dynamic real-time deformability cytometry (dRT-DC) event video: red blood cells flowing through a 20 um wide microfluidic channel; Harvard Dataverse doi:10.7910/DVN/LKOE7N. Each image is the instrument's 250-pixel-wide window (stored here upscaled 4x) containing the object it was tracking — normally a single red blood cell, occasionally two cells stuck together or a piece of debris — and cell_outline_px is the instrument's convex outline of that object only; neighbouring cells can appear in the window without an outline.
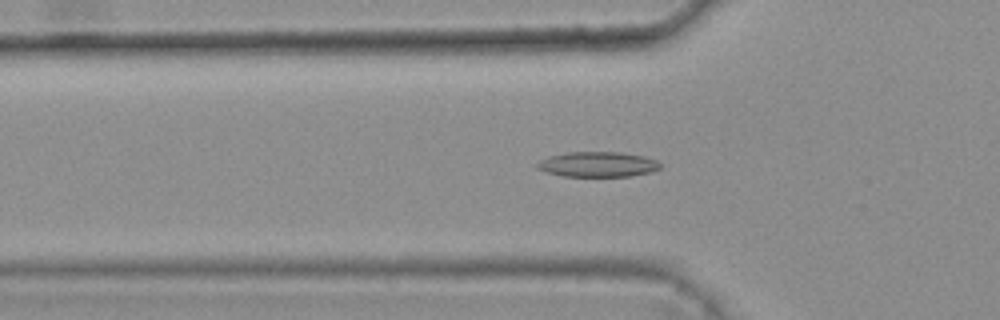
{"species": "common noctule bat (a hibernating species)", "species_latin": "Nyctalus noctula", "temperature_condition": "warm", "stored_images_in_passage": 46, "camera_frame_rate_fps": 3000, "um_per_image_px": 0.085, "animal": {"sex": "female", "body_mass_g": 25.1}, "frame": {"image": 1, "passage_image": 18, "time_ms": 5.667, "image_size_px": [1000, 320], "cell_outline_px": [[660, 168], [652, 172], [628, 176], [560, 176], [544, 172], [536, 168], [536, 164], [540, 160], [548, 156], [568, 152], [620, 152], [644, 156], [656, 160], [660, 164]], "centroid_in_image_um": [50.77, 13.97], "position_along_channel_um": 75.0, "area_um2": 18.15}}
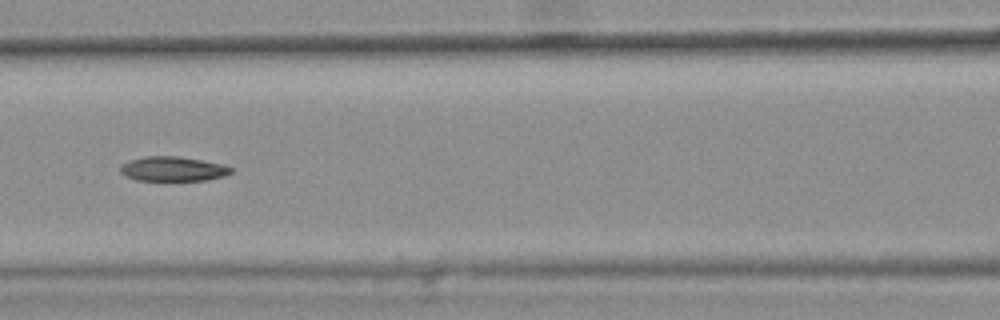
{"frame": {"image": 2, "passage_image": 24, "time_ms": 7.667, "image_size_px": [1000, 320], "cell_outline_px": [[232, 172], [224, 176], [204, 180], [136, 180], [124, 176], [120, 172], [120, 164], [128, 160], [144, 156], [176, 156], [224, 164], [232, 168]], "centroid_in_image_um": [14.64, 14.35], "position_along_channel_um": 152.0, "area_um2": 15.9}}
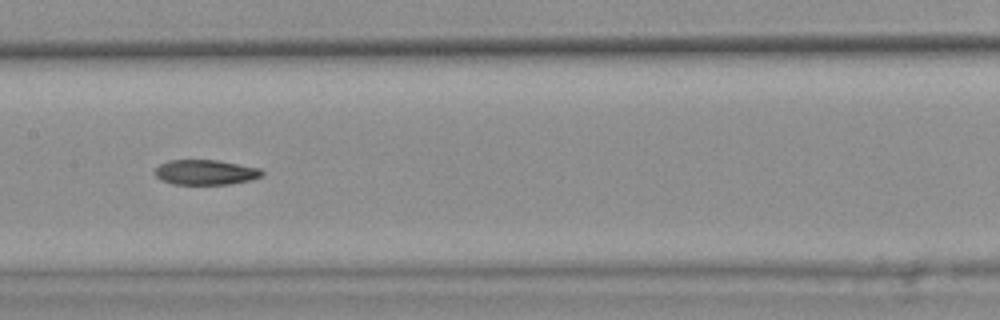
{"frame": {"image": 3, "passage_image": 27, "time_ms": 8.667, "image_size_px": [1000, 320], "cell_outline_px": [[264, 172], [260, 176], [248, 180], [228, 184], [172, 184], [160, 180], [152, 172], [160, 164], [168, 160], [216, 160], [260, 168]], "centroid_in_image_um": [17.4, 14.64], "position_along_channel_um": 190.0, "area_um2": 15.55}, "authors_computed_cell_mechanics": {"area_um2": 16.9354, "velocity_mm_per_s": 3.8193, "shape_relaxation_time_tau1_ms": null, "shape_relaxation_time_tau2_ms": 3.8966, "deformation_change_tau1": null, "deformation_change_tau2": 0.1056}}